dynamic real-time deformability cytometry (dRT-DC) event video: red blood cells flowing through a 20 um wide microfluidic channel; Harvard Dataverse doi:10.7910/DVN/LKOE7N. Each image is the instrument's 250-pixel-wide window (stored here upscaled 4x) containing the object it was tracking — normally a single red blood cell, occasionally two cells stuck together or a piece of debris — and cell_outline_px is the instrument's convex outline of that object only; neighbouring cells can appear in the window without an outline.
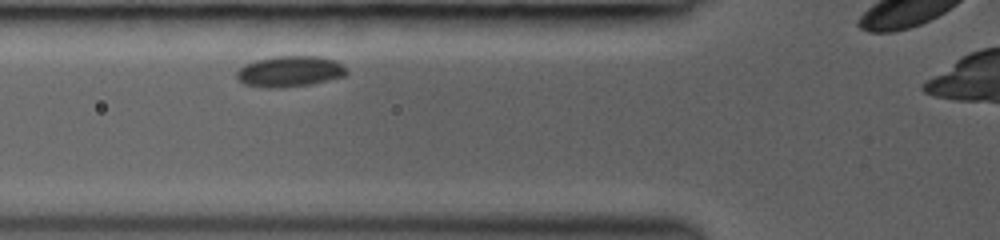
{"species": "common noctule bat (a hibernating species)", "species_latin": "Nyctalus noctula", "temperature_condition": "room temperature", "stored_images_in_passage": 29, "camera_frame_rate_fps": 3000, "um_per_image_px": 0.085, "animal": {"sex": "female", "body_mass_g": 19.0, "forearm_length_mm": 53.3}, "frame": {"image": 1, "passage_image": 6, "time_ms": 1.667, "image_size_px": [1000, 240], "cell_outline_px": [[348, 72], [344, 76], [312, 84], [276, 88], [268, 88], [244, 84], [236, 76], [236, 72], [244, 64], [256, 60], [276, 56], [320, 56], [336, 60], [348, 68]], "centroid_in_image_um": [24.66, 6.06], "position_along_channel_um": 101.1, "area_um2": 19.88}}
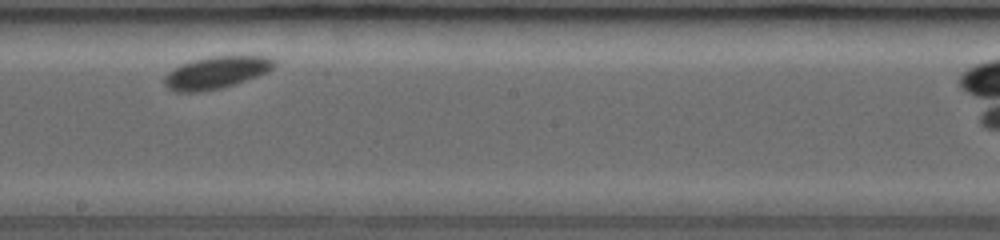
{"frame": {"image": 2, "passage_image": 16, "time_ms": 5.0, "image_size_px": [1000, 240], "cell_outline_px": [[276, 68], [268, 72], [236, 84], [224, 88], [200, 92], [176, 92], [168, 88], [164, 84], [164, 76], [172, 68], [180, 64], [212, 56], [268, 56], [276, 60]], "centroid_in_image_um": [18.41, 6.17], "position_along_channel_um": 229.8, "area_um2": 20.92}}
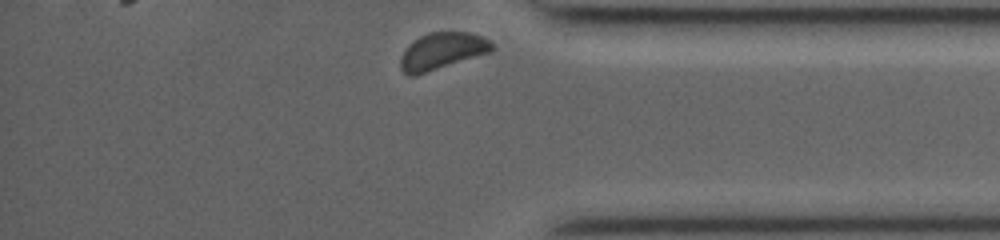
{"frame": {"image": 3, "passage_image": 29, "time_ms": 9.333, "image_size_px": [1000, 240], "cell_outline_px": [[496, 48], [492, 52], [416, 76], [408, 76], [400, 68], [400, 56], [420, 36], [428, 32], [468, 32], [480, 36], [488, 40]], "centroid_in_image_um": [37.6, 4.36], "position_along_channel_um": 397.6, "area_um2": 19.59}, "authors_computed_cell_mechanics": {"area_um2": 20.1144, "velocity_mm_per_s": 3.8845, "shape_relaxation_time_tau1_ms": 0.5844, "shape_relaxation_time_tau2_ms": null, "deformation_change_tau1": 0.0241, "deformation_change_tau2": null}}